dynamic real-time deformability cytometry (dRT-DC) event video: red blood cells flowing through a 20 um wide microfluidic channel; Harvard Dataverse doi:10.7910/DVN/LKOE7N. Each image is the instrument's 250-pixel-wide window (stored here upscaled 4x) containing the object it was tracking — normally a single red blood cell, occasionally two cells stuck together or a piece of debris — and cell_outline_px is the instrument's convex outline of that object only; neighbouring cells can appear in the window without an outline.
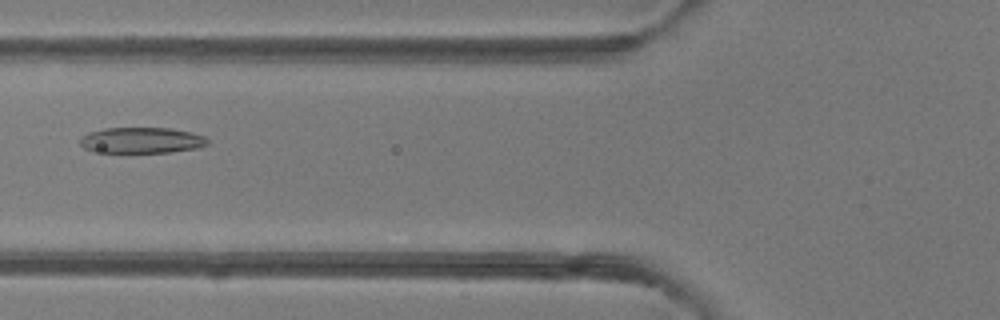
{"species": "common noctule bat (a hibernating species)", "species_latin": "Nyctalus noctula", "temperature_condition": "room temperature", "stored_images_in_passage": 6, "camera_frame_rate_fps": 3000, "um_per_image_px": 0.085, "animal": {"sex": "female"}, "frame": {"image": 1, "passage_image": 5, "time_ms": 5.667, "image_size_px": [1000, 320], "cell_outline_px": [[208, 144], [196, 148], [168, 152], [92, 152], [84, 148], [80, 144], [80, 136], [88, 132], [104, 128], [172, 128], [192, 132], [204, 136], [208, 140]], "centroid_in_image_um": [11.99, 11.92], "position_along_channel_um": 113.8, "area_um2": 19.31}}
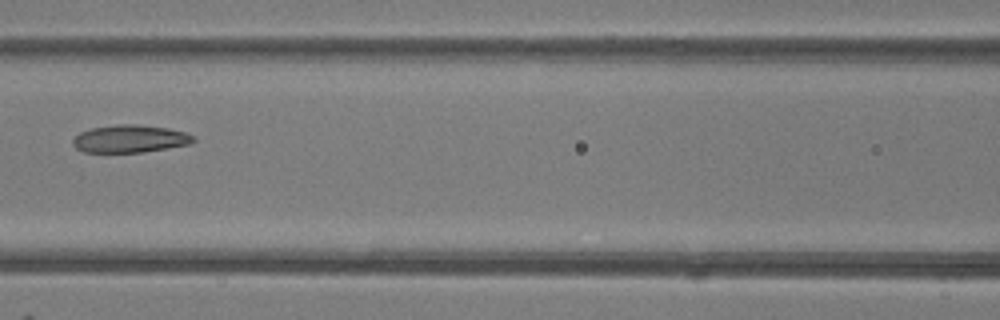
{"frame": {"image": 2, "passage_image": 6, "time_ms": 6.667, "image_size_px": [1000, 320], "cell_outline_px": [[196, 140], [188, 144], [140, 152], [84, 152], [76, 148], [72, 144], [72, 140], [80, 132], [92, 128], [120, 124], [136, 124], [168, 128], [184, 132], [196, 136]], "centroid_in_image_um": [11.04, 11.79], "position_along_channel_um": 155.6, "area_um2": 19.19}}